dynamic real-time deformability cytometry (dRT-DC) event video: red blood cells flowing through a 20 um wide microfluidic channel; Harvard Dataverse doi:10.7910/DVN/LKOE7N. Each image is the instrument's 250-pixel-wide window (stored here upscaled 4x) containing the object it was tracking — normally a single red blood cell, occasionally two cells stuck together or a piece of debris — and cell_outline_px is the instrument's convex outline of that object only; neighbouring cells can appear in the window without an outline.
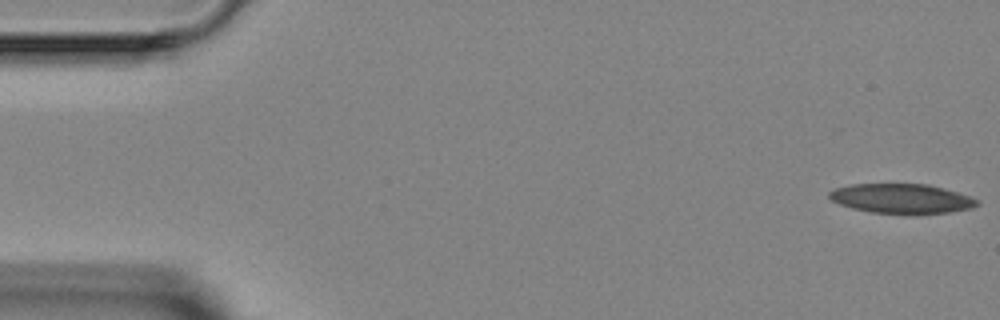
{"species": "Egyptian fruit bat (a non-hibernating species)", "species_latin": "Rousettus aegyptiacus", "temperature_condition": "room temperature", "stored_images_in_passage": 5, "segment_of_instrument_passage": [1, 2], "camera_frame_rate_fps": 3000, "um_per_image_px": 0.085, "animal": {"sex": "female"}, "frame": {"image": 1, "passage_image": 1, "time_ms": 0.0, "image_size_px": [1000, 320], "cell_outline_px": [[980, 204], [972, 208], [948, 212], [916, 216], [908, 216], [872, 212], [852, 208], [840, 204], [832, 200], [828, 196], [828, 192], [836, 188], [852, 184], [928, 184], [944, 188], [980, 200]], "centroid_in_image_um": [76.67, 16.91], "position_along_channel_um": 8.3, "area_um2": 26.07}}